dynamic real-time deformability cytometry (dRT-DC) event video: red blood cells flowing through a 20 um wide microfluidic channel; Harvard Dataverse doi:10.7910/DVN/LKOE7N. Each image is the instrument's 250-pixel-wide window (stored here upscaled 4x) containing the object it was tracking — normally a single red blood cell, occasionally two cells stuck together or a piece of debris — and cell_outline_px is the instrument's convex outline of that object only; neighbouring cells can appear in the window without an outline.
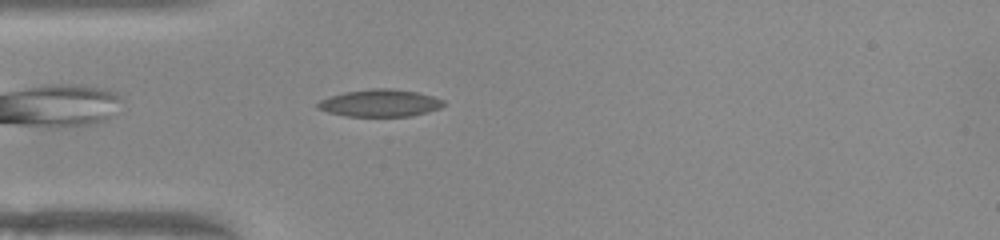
{"species": "common noctule bat (a hibernating species)", "species_latin": "Nyctalus noctula", "temperature_condition": "warm", "stored_images_in_passage": 37, "camera_frame_rate_fps": 3000, "um_per_image_px": 0.085, "animal": {"sex": "female", "body_mass_g": 22.0, "forearm_length_mm": 56.7}, "frame": {"image": 1, "passage_image": 3, "time_ms": 0.667, "image_size_px": [1000, 240], "cell_outline_px": [[444, 104], [440, 108], [428, 112], [412, 116], [348, 116], [328, 112], [316, 108], [316, 104], [320, 100], [344, 92], [372, 88], [392, 88], [416, 92], [432, 96], [444, 100]], "centroid_in_image_um": [32.3, 8.76], "position_along_channel_um": 52.7, "area_um2": 19.94}}
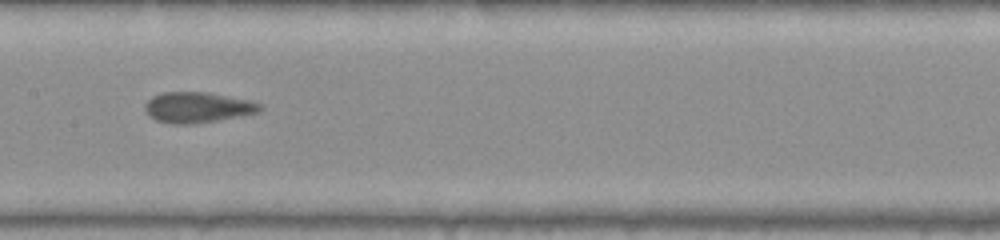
{"frame": {"image": 2, "passage_image": 14, "time_ms": 4.333, "image_size_px": [1000, 240], "cell_outline_px": [[264, 108], [256, 112], [240, 116], [192, 124], [172, 124], [156, 120], [148, 116], [144, 108], [144, 104], [152, 96], [164, 92], [208, 92], [248, 100], [260, 104]], "centroid_in_image_um": [16.74, 9.13], "position_along_channel_um": 190.7, "area_um2": 20.4}}
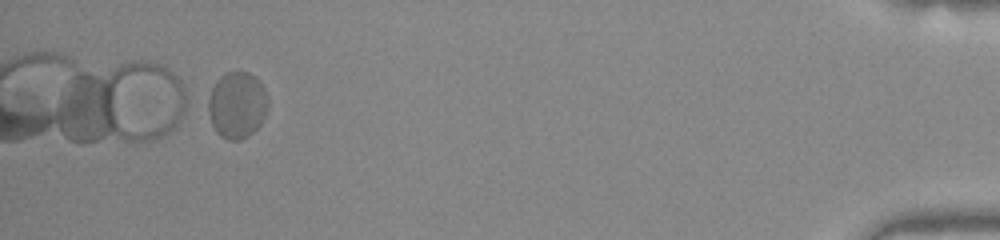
{"frame": {"image": 3, "passage_image": 37, "time_ms": 12.0, "image_size_px": [1000, 240], "cell_outline_px": [[268, 108], [260, 124], [252, 132], [240, 140], [228, 140], [220, 136], [216, 132], [212, 124], [208, 112], [208, 100], [212, 88], [216, 80], [224, 72], [248, 72], [264, 88], [268, 100]], "centroid_in_image_um": [20.13, 8.93], "position_along_channel_um": 415.1, "area_um2": 23.0}, "authors_computed_cell_mechanics": {"area_um2": 20.4612, "velocity_mm_per_s": 3.9032, "shape_relaxation_time_tau1_ms": 8.2069, "shape_relaxation_time_tau2_ms": 1.1717, "deformation_change_tau1": 0.1623, "deformation_change_tau2": 0.0758}}